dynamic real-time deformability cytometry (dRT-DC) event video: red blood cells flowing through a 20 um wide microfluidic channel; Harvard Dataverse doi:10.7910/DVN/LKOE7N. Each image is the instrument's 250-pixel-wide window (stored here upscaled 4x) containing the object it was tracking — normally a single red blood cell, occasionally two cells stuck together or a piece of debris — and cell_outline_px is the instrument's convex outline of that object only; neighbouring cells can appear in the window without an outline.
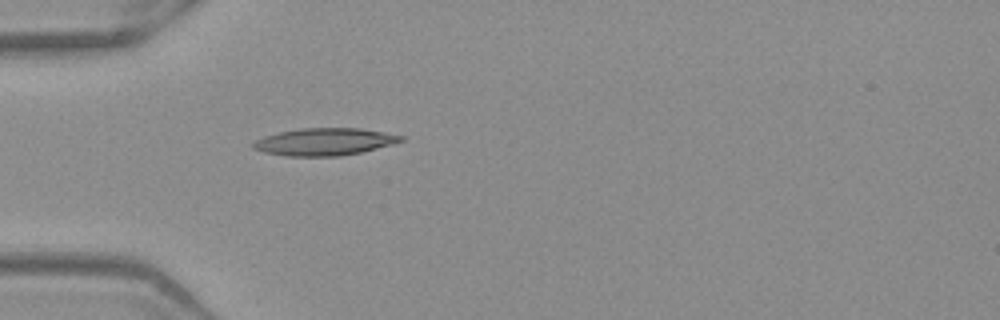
{"species": "Egyptian fruit bat (a non-hibernating species)", "species_latin": "Rousettus aegyptiacus", "temperature_condition": "warm", "stored_images_in_passage": 8, "camera_frame_rate_fps": 3000, "um_per_image_px": 0.085, "frame": {"image": 1, "passage_image": 1, "time_ms": 0.0, "image_size_px": [1000, 320], "cell_outline_px": [[404, 140], [392, 144], [360, 152], [340, 156], [284, 156], [264, 152], [252, 148], [252, 144], [256, 140], [264, 136], [280, 132], [300, 128], [360, 128], [384, 132], [404, 136]], "centroid_in_image_um": [27.56, 12.05], "position_along_channel_um": 57.4, "area_um2": 23.41}}
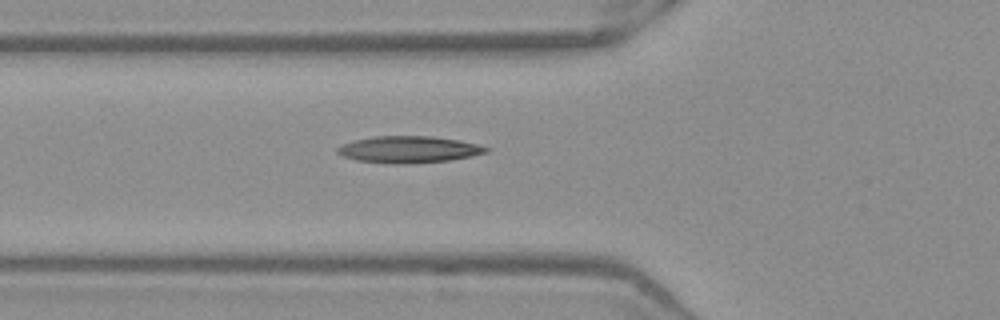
{"frame": {"image": 2, "passage_image": 4, "time_ms": 1.0, "image_size_px": [1000, 320], "cell_outline_px": [[492, 148], [488, 152], [472, 156], [448, 160], [400, 164], [392, 164], [356, 160], [344, 156], [336, 152], [336, 148], [344, 144], [356, 140], [372, 136], [432, 136], [460, 140]], "centroid_in_image_um": [34.77, 12.7], "position_along_channel_um": 91.0, "area_um2": 23.06}}